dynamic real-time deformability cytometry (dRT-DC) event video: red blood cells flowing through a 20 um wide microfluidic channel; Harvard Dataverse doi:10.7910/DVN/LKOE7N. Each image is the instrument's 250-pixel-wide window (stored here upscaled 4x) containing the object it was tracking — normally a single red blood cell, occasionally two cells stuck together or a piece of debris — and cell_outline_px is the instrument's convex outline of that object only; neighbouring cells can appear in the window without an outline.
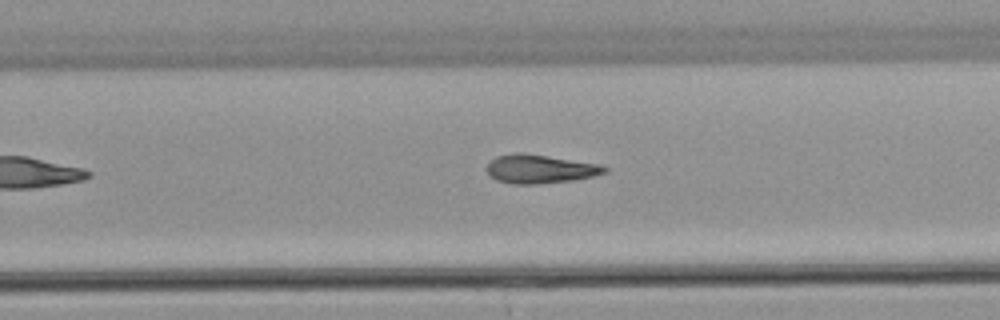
{"species": "common noctule bat (a hibernating species)", "species_latin": "Nyctalus noctula", "temperature_condition": "warm", "stored_images_in_passage": 24, "camera_frame_rate_fps": 3000, "um_per_image_px": 0.085, "animal": {"sex": "male", "body_mass_g": 21.5, "forearm_length_mm": 52.0}, "frame": {"image": 1, "passage_image": 17, "time_ms": 5.333, "image_size_px": [1000, 320], "cell_outline_px": [[608, 172], [592, 176], [572, 180], [536, 184], [512, 184], [496, 180], [488, 176], [488, 164], [496, 156], [512, 152], [524, 152], [600, 164], [608, 168]], "centroid_in_image_um": [45.88, 14.35], "position_along_channel_um": 283.9, "area_um2": 19.83}}